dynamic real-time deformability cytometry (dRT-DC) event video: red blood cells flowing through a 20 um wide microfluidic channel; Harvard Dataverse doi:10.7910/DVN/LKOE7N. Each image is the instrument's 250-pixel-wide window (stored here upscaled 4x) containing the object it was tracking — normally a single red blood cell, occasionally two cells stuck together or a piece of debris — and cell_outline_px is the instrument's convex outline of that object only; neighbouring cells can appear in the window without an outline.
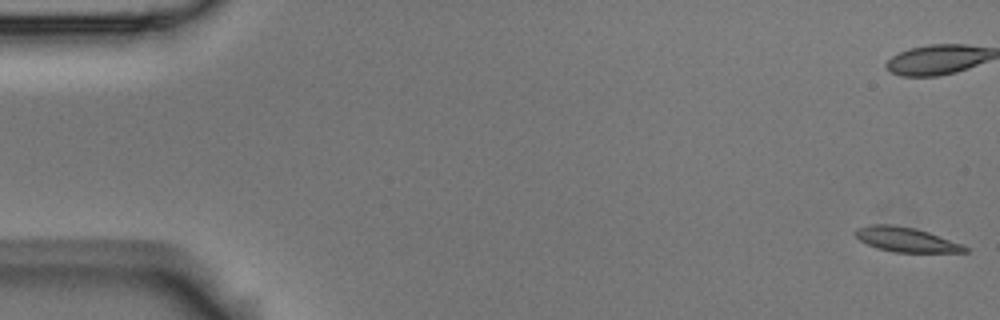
{"species": "Egyptian fruit bat (a non-hibernating species)", "species_latin": "Rousettus aegyptiacus", "temperature_condition": "room temperature", "stored_images_in_passage": 55, "camera_frame_rate_fps": 3000, "um_per_image_px": 0.085, "animal": {"sex": "male"}, "frame": {"image": 1, "passage_image": 1, "time_ms": 0.0, "image_size_px": [1000, 320], "cell_outline_px": [[968, 252], [896, 252], [876, 248], [860, 240], [856, 236], [856, 228], [868, 224], [888, 224], [912, 228], [928, 232], [960, 244], [968, 248]], "centroid_in_image_um": [76.97, 20.36], "position_along_channel_um": 8.0, "area_um2": 15.32}, "authors_computed_cell_mechanics": {"area_um2": 16.2418, "velocity_mm_per_s": 3.7103, "shape_relaxation_time_tau1_ms": 5.1041, "shape_relaxation_time_tau2_ms": null, "deformation_change_tau1": 0.1673, "deformation_change_tau2": null}}